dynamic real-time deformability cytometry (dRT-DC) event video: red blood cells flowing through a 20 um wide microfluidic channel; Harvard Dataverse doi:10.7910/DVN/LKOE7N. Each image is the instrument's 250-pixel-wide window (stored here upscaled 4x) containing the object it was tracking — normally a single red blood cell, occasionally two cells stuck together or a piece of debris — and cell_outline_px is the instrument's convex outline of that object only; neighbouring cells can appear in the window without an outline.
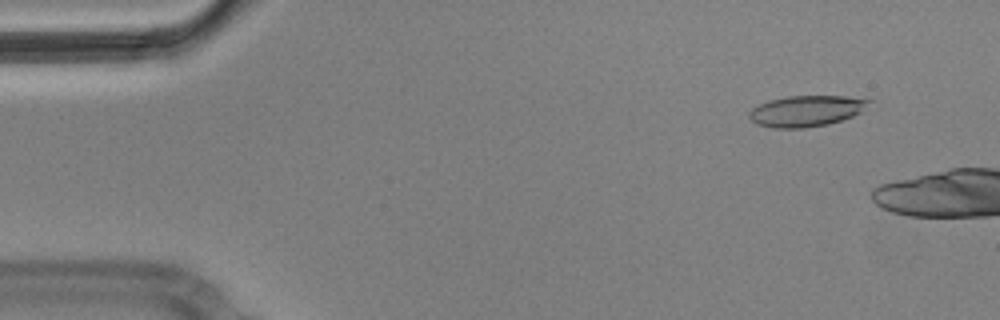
{"species": "Egyptian fruit bat (a non-hibernating species)", "species_latin": "Rousettus aegyptiacus", "temperature_condition": "cold", "stored_images_in_passage": 3, "camera_frame_rate_fps": 3000, "um_per_image_px": 0.085, "animal": {"sex": "male"}, "frame": {"image": 1, "passage_image": 1, "time_ms": 0.0, "image_size_px": [1000, 320], "cell_outline_px": [[872, 100], [860, 112], [852, 116], [828, 124], [804, 128], [772, 128], [756, 124], [748, 116], [748, 112], [752, 108], [760, 104], [772, 100], [788, 96], [844, 96]], "centroid_in_image_um": [68.49, 9.44], "position_along_channel_um": 16.5, "area_um2": 21.39}}